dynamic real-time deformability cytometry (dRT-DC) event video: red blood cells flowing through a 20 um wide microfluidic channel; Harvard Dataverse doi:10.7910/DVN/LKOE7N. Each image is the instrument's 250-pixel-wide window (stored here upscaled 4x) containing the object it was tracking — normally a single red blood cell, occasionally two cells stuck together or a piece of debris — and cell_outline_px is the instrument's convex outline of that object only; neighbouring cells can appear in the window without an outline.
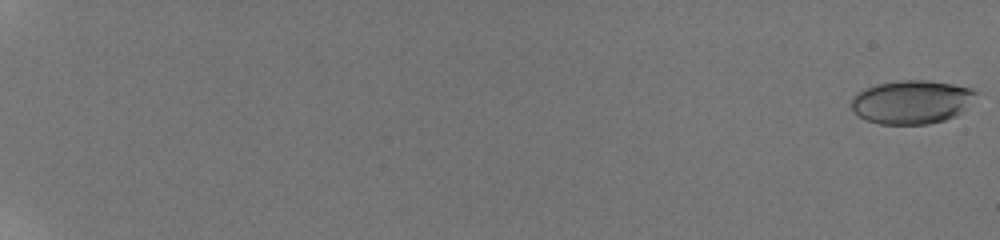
{"species": "human", "species_latin": "Homo sapiens", "temperature_condition": "room temperature", "stored_images_in_passage": 14, "camera_frame_rate_fps": 3000, "um_per_image_px": 0.085, "donor": {"sex": "male"}, "frame": {"image": 1, "passage_image": 1, "time_ms": 0.0, "image_size_px": [1000, 240], "cell_outline_px": [[980, 92], [956, 116], [944, 120], [928, 124], [880, 124], [864, 120], [852, 108], [852, 96], [856, 92], [864, 88], [876, 84], [900, 80], [928, 80], [952, 84], [972, 88]], "centroid_in_image_um": [77.48, 8.66], "position_along_channel_um": 7.5, "area_um2": 31.73}}
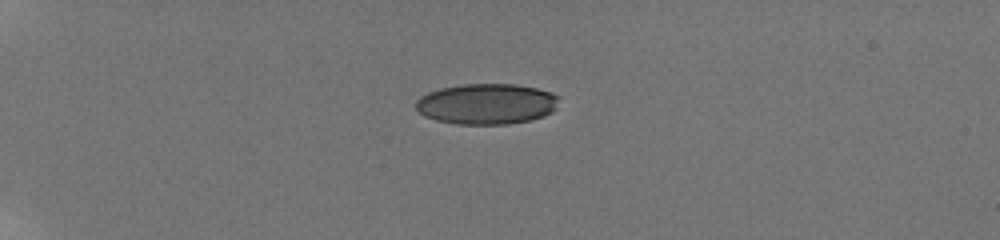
{"frame": {"image": 2, "passage_image": 11, "time_ms": 3.333, "image_size_px": [1000, 240], "cell_outline_px": [[560, 96], [556, 108], [552, 112], [544, 116], [528, 120], [508, 124], [456, 124], [436, 120], [424, 116], [416, 108], [416, 100], [420, 96], [428, 92], [440, 88], [460, 84], [516, 84], [536, 88], [552, 92]], "centroid_in_image_um": [41.37, 8.82], "position_along_channel_um": 43.6, "area_um2": 34.16}}
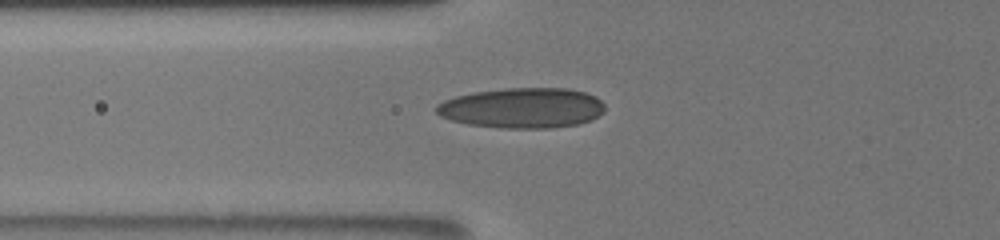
{"frame": {"image": 3, "passage_image": 14, "time_ms": 4.333, "image_size_px": [1000, 240], "cell_outline_px": [[604, 112], [592, 120], [576, 124], [552, 128], [504, 128], [468, 124], [452, 120], [440, 116], [436, 112], [436, 104], [444, 100], [456, 96], [472, 92], [504, 88], [568, 88], [584, 92], [596, 96], [604, 104]], "centroid_in_image_um": [44.4, 9.17], "position_along_channel_um": 81.4, "area_um2": 39.71}}